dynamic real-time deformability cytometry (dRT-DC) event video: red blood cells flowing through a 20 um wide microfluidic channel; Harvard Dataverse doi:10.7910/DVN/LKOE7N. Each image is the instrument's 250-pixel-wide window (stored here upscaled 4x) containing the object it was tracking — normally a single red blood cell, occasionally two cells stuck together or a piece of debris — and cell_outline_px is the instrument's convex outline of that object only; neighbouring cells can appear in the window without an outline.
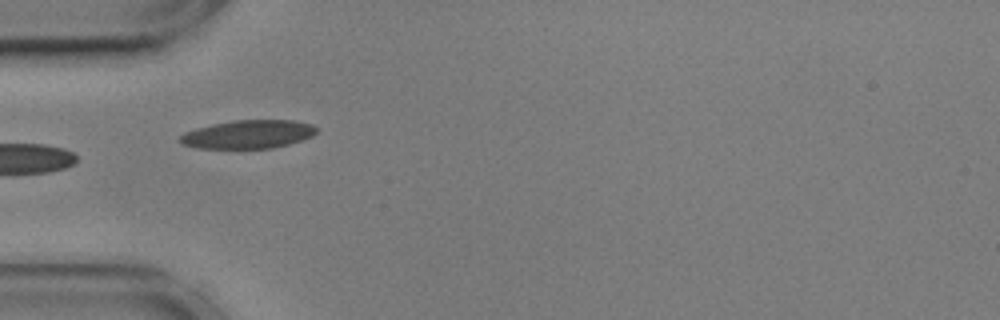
{"species": "common noctule bat (a hibernating species)", "species_latin": "Nyctalus noctula", "temperature_condition": "cold", "stored_images_in_passage": 30, "camera_frame_rate_fps": 3000, "um_per_image_px": 0.085, "animal": {"sex": "male", "body_mass_g": 17.9, "forearm_length_mm": 54.2}, "frame": {"image": 1, "passage_image": 1, "time_ms": 0.0, "image_size_px": [1000, 320], "cell_outline_px": [[316, 132], [312, 136], [288, 144], [272, 148], [196, 148], [184, 144], [176, 140], [184, 132], [196, 128], [212, 124], [232, 120], [296, 120], [312, 124], [316, 128]], "centroid_in_image_um": [21.07, 11.41], "position_along_channel_um": 63.9, "area_um2": 22.6}, "authors_computed_cell_mechanics": {"area_um2": 21.2993, "velocity_mm_per_s": 3.595, "shape_relaxation_time_tau1_ms": null, "shape_relaxation_time_tau2_ms": 2.3298, "deformation_change_tau1": null, "deformation_change_tau2": 0.0686}}